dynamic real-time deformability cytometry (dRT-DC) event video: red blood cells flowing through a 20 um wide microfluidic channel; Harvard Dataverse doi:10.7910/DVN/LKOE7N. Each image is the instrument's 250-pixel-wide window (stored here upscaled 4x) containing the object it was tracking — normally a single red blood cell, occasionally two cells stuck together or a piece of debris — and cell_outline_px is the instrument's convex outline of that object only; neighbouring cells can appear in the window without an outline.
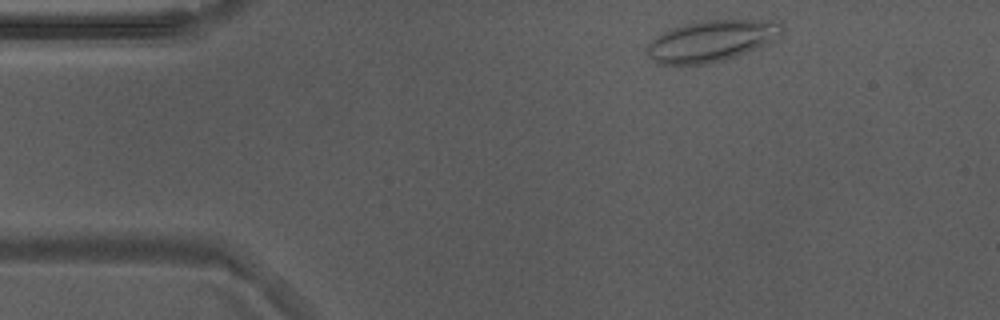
{"species": "Egyptian fruit bat (a non-hibernating species)", "species_latin": "Rousettus aegyptiacus", "temperature_condition": "warm", "stored_images_in_passage": 46, "camera_frame_rate_fps": 3000, "um_per_image_px": 0.085, "animal": {"sex": "male"}, "frame": {"image": 1, "passage_image": 1, "time_ms": 0.0, "image_size_px": [1000, 320], "cell_outline_px": [[784, 32], [780, 36], [756, 48], [736, 56], [724, 60], [708, 64], [656, 64], [644, 52], [648, 44], [656, 36], [672, 28], [684, 24], [700, 20], [780, 20], [784, 24]], "centroid_in_image_um": [60.47, 3.46], "position_along_channel_um": 24.5, "area_um2": 32.66}}
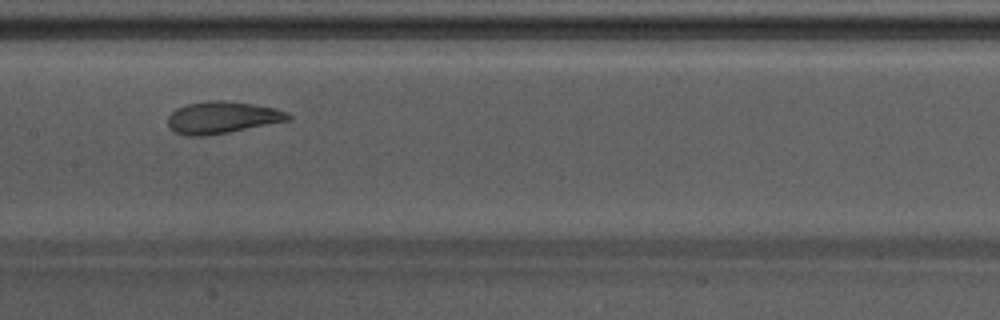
{"frame": {"image": 2, "passage_image": 19, "time_ms": 6.0, "image_size_px": [1000, 320], "cell_outline_px": [[292, 120], [208, 136], [184, 136], [168, 128], [168, 116], [176, 108], [188, 104], [208, 100], [224, 100], [252, 104], [272, 108], [288, 112], [292, 116]], "centroid_in_image_um": [18.88, 10.0], "position_along_channel_um": 188.5, "area_um2": 22.6}}
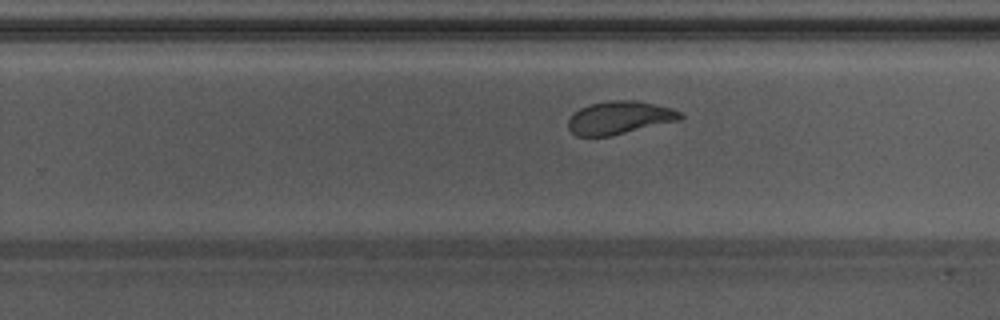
{"frame": {"image": 3, "passage_image": 26, "time_ms": 8.333, "image_size_px": [1000, 320], "cell_outline_px": [[684, 116], [680, 120], [612, 136], [576, 136], [568, 128], [568, 120], [580, 108], [588, 104], [612, 100], [632, 100], [652, 104], [668, 108], [680, 112]], "centroid_in_image_um": [52.63, 10.02], "position_along_channel_um": 277.2, "area_um2": 21.33}, "authors_computed_cell_mechanics": {"area_um2": 23.0911, "velocity_mm_per_s": 3.8213, "shape_relaxation_time_tau1_ms": 5.1896, "shape_relaxation_time_tau2_ms": 1.5146, "deformation_change_tau1": 0.1693, "deformation_change_tau2": 0.0756}}